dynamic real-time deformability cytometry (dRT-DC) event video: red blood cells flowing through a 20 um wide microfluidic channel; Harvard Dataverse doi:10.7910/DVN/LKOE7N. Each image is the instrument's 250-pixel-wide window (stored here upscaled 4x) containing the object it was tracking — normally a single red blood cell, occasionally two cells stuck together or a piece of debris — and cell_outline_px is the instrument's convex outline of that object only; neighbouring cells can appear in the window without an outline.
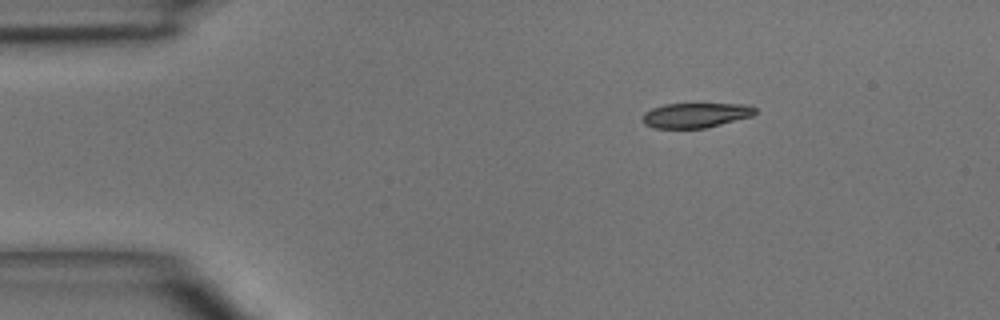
{"species": "common noctule bat (a hibernating species)", "species_latin": "Nyctalus noctula", "temperature_condition": "room temperature", "stored_images_in_passage": 2, "camera_frame_rate_fps": 3000, "um_per_image_px": 0.085, "animal": {"sex": "male", "body_mass_g": 15.6}, "frame": {"image": 1, "passage_image": 1, "time_ms": 0.0, "image_size_px": [1000, 320], "cell_outline_px": [[756, 112], [752, 116], [704, 128], [656, 128], [644, 124], [644, 112], [652, 108], [664, 104], [744, 104], [756, 108]], "centroid_in_image_um": [59.12, 9.79], "position_along_channel_um": 25.9, "area_um2": 16.07}}